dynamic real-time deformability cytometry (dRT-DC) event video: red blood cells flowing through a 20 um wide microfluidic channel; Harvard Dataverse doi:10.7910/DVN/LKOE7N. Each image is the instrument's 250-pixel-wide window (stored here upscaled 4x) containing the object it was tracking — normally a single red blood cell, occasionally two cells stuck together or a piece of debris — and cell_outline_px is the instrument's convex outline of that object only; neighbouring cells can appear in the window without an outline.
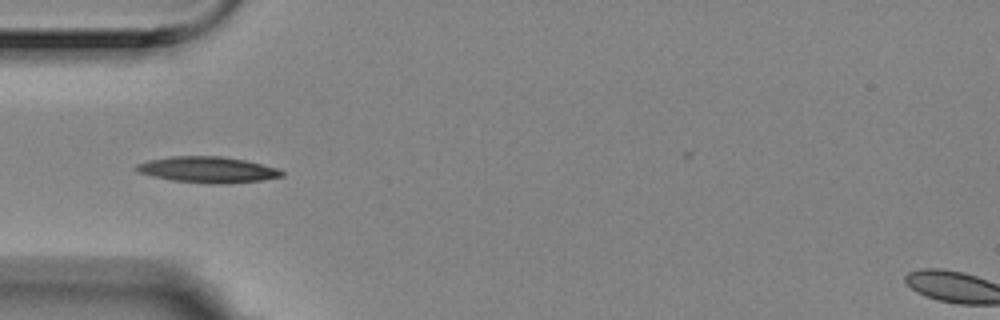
{"species": "Egyptian fruit bat (a non-hibernating species)", "species_latin": "Rousettus aegyptiacus", "temperature_condition": "room temperature", "stored_images_in_passage": 9, "camera_frame_rate_fps": 3000, "um_per_image_px": 0.085, "animal": {"sex": "female"}, "frame": {"image": 1, "passage_image": 6, "time_ms": 1.667, "image_size_px": [1000, 320], "cell_outline_px": [[284, 176], [260, 180], [220, 184], [208, 184], [172, 180], [152, 176], [136, 172], [132, 168], [136, 164], [148, 160], [172, 156], [220, 156], [244, 160], [280, 168], [284, 172]], "centroid_in_image_um": [17.62, 14.42], "position_along_channel_um": 67.4, "area_um2": 22.2}}
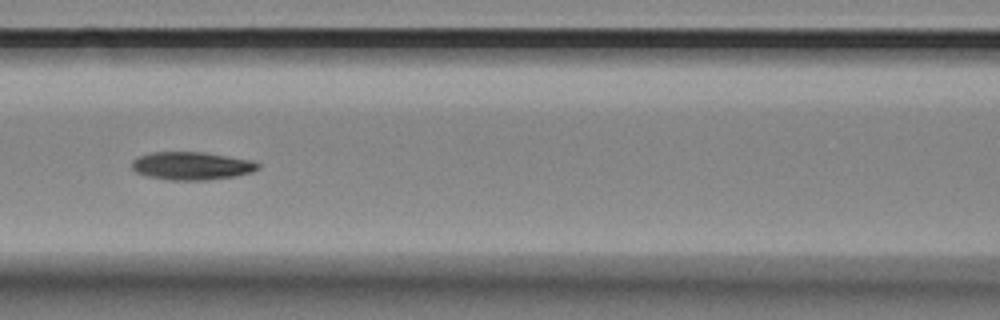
{"frame": {"image": 2, "passage_image": 8, "time_ms": 2.333, "image_size_px": [1000, 320], "cell_outline_px": [[260, 168], [252, 172], [232, 176], [204, 180], [168, 180], [148, 176], [136, 172], [132, 168], [132, 160], [140, 156], [152, 152], [204, 152], [248, 160], [260, 164]], "centroid_in_image_um": [16.26, 14.1], "position_along_channel_um": 150.3, "area_um2": 20.29}}
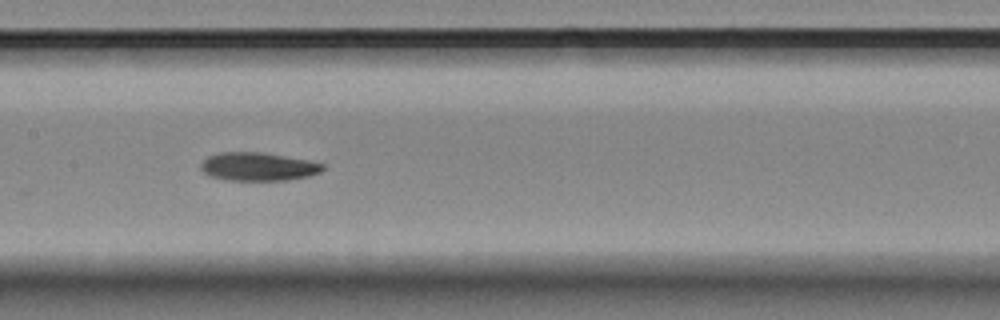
{"frame": {"image": 3, "passage_image": 9, "time_ms": 2.667, "image_size_px": [1000, 320], "cell_outline_px": [[324, 168], [320, 172], [308, 176], [284, 180], [228, 180], [208, 176], [200, 168], [200, 164], [208, 156], [220, 152], [264, 152], [308, 160], [324, 164]], "centroid_in_image_um": [21.91, 14.15], "position_along_channel_um": 185.5, "area_um2": 20.11}}